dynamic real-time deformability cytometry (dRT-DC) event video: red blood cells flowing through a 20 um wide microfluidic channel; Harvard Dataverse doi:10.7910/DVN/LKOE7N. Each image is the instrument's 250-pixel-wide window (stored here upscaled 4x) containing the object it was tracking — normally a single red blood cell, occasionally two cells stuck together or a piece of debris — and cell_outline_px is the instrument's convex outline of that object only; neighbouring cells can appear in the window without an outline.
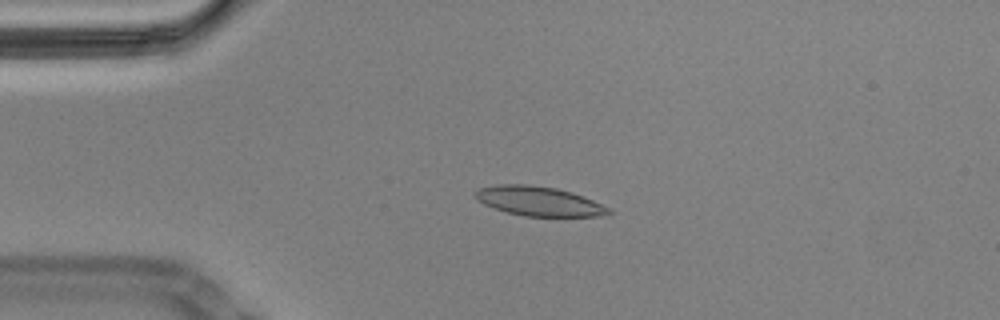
{"species": "Egyptian fruit bat (a non-hibernating species)", "species_latin": "Rousettus aegyptiacus", "temperature_condition": "cold", "stored_images_in_passage": 52, "camera_frame_rate_fps": 3000, "um_per_image_px": 0.085, "animal": {"sex": "male"}, "frame": {"image": 1, "passage_image": 7, "time_ms": 2.0, "image_size_px": [1000, 320], "cell_outline_px": [[612, 212], [600, 216], [524, 216], [508, 212], [484, 204], [476, 200], [472, 196], [480, 188], [496, 184], [528, 184], [556, 188], [572, 192], [612, 208]], "centroid_in_image_um": [45.8, 17.09], "position_along_channel_um": 39.2, "area_um2": 22.83}}
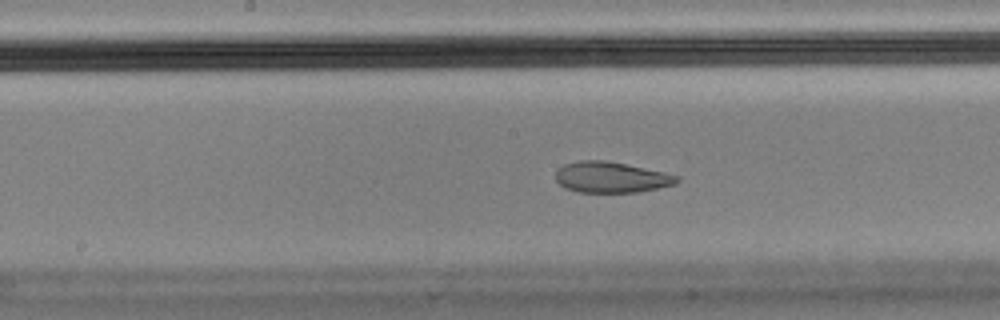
{"frame": {"image": 2, "passage_image": 23, "time_ms": 7.333, "image_size_px": [1000, 320], "cell_outline_px": [[680, 180], [676, 184], [636, 192], [580, 192], [564, 188], [556, 180], [556, 168], [564, 164], [580, 160], [604, 160], [664, 172], [680, 176]], "centroid_in_image_um": [51.92, 15.06], "position_along_channel_um": 196.3, "area_um2": 21.73}}
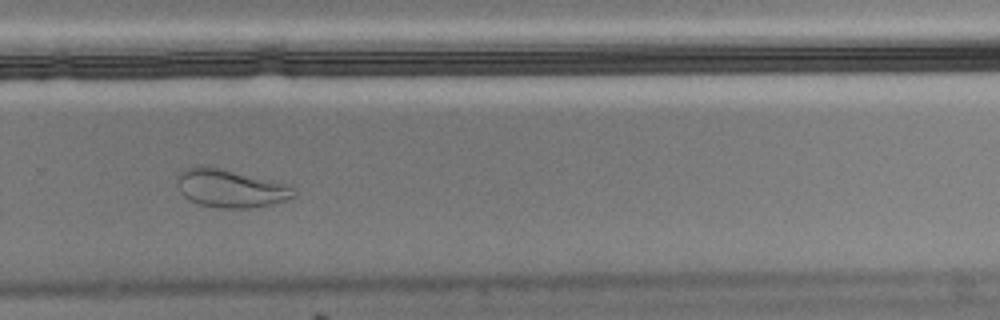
{"frame": {"image": 3, "passage_image": 33, "time_ms": 10.667, "image_size_px": [1000, 320], "cell_outline_px": [[296, 196], [272, 204], [248, 208], [220, 208], [200, 204], [188, 200], [180, 192], [180, 172], [184, 168], [196, 164], [204, 164], [292, 184], [296, 188]], "centroid_in_image_um": [19.65, 15.98], "position_along_channel_um": 310.2, "area_um2": 26.3}, "authors_computed_cell_mechanics": {"area_um2": 23.409, "velocity_mm_per_s": 3.4366, "shape_relaxation_time_tau1_ms": null, "shape_relaxation_time_tau2_ms": 1.9203, "deformation_change_tau1": null, "deformation_change_tau2": 0.0684}}